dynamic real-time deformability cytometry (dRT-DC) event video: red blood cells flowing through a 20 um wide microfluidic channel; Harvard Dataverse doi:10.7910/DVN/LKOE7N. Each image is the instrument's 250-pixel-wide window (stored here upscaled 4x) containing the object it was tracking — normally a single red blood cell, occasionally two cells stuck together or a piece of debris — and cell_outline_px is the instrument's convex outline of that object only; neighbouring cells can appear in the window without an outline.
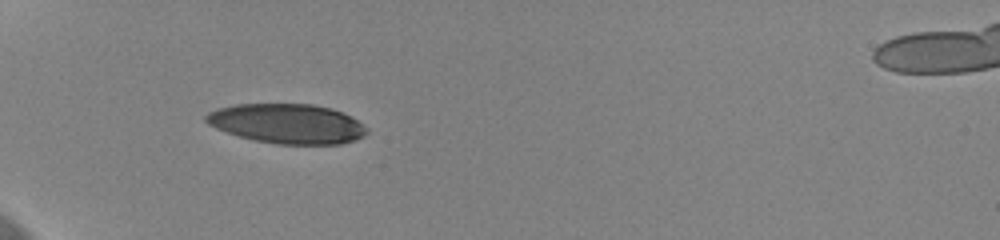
{"species": "human", "species_latin": "Homo sapiens", "temperature_condition": "cold", "stored_images_in_passage": 40, "camera_frame_rate_fps": 3000, "um_per_image_px": 0.085, "donor": {"sex": "female"}, "frame": {"image": 1, "passage_image": 7, "time_ms": 2.0, "image_size_px": [1000, 240], "cell_outline_px": [[368, 132], [364, 136], [340, 144], [276, 144], [256, 140], [240, 136], [216, 128], [208, 124], [204, 120], [204, 116], [208, 112], [216, 108], [236, 104], [312, 104], [332, 108], [344, 112], [356, 120]], "centroid_in_image_um": [24.38, 10.5], "position_along_channel_um": 60.6, "area_um2": 36.99}, "authors_computed_cell_mechanics": {"area_um2": 38.7549, "velocity_mm_per_s": 3.6234, "shape_relaxation_time_tau1_ms": 5.0148, "shape_relaxation_time_tau2_ms": 1.3238, "deformation_change_tau1": 0.1818, "deformation_change_tau2": 0.0683}}